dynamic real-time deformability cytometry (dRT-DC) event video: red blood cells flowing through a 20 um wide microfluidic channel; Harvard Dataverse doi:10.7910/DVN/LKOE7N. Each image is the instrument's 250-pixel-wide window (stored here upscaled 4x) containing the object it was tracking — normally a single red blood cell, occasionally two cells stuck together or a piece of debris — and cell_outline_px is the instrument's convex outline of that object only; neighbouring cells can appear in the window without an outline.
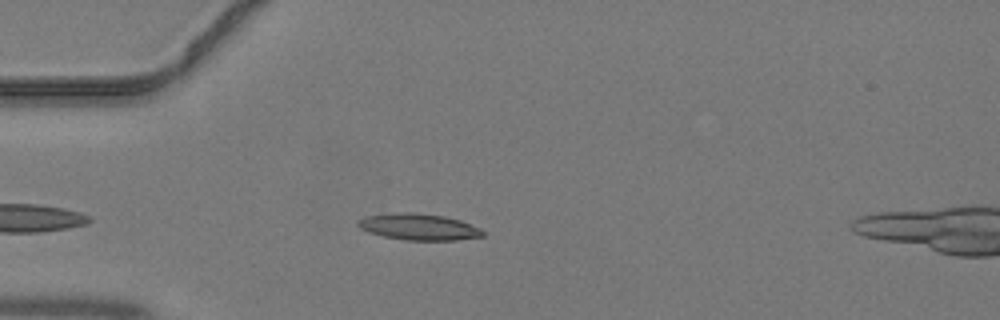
{"species": "common noctule bat (a hibernating species)", "species_latin": "Nyctalus noctula", "temperature_condition": "warm", "stored_images_in_passage": 29, "camera_frame_rate_fps": 3000, "um_per_image_px": 0.085, "animal": {"sex": "male", "body_mass_g": 19.2, "forearm_length_mm": 51.8}, "frame": {"image": 1, "passage_image": 2, "time_ms": 0.333, "image_size_px": [1000, 320], "cell_outline_px": [[484, 236], [456, 240], [404, 240], [384, 236], [368, 232], [360, 228], [356, 224], [356, 220], [368, 216], [396, 212], [412, 212], [444, 216], [460, 220], [480, 228], [484, 232]], "centroid_in_image_um": [35.58, 19.28], "position_along_channel_um": 49.4, "area_um2": 19.19}}
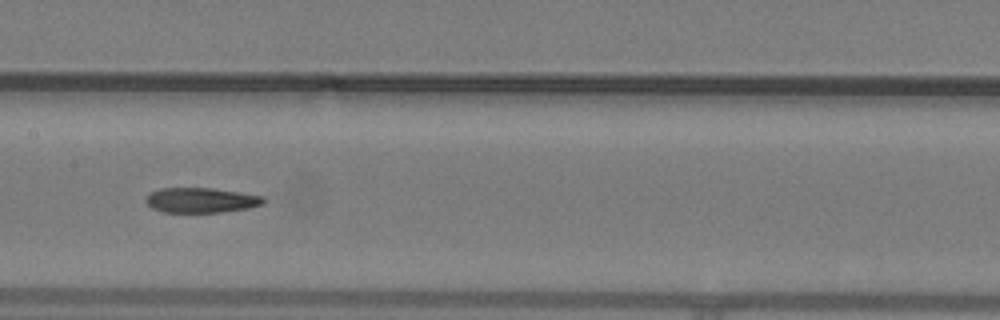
{"frame": {"image": 2, "passage_image": 12, "time_ms": 3.667, "image_size_px": [1000, 320], "cell_outline_px": [[264, 204], [248, 208], [220, 212], [164, 212], [152, 208], [144, 200], [148, 192], [160, 188], [212, 188], [240, 192], [264, 196]], "centroid_in_image_um": [17.06, 17.01], "position_along_channel_um": 190.3, "area_um2": 17.22}}
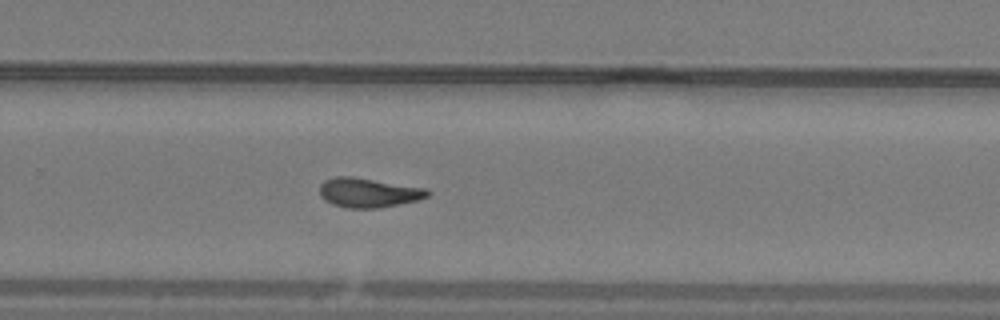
{"frame": {"image": 3, "passage_image": 19, "time_ms": 6.0, "image_size_px": [1000, 320], "cell_outline_px": [[432, 192], [428, 196], [416, 200], [376, 208], [348, 208], [332, 204], [324, 200], [320, 196], [320, 184], [324, 180], [336, 176], [352, 176], [428, 188]], "centroid_in_image_um": [31.3, 16.36], "position_along_channel_um": 298.5, "area_um2": 18.55}}